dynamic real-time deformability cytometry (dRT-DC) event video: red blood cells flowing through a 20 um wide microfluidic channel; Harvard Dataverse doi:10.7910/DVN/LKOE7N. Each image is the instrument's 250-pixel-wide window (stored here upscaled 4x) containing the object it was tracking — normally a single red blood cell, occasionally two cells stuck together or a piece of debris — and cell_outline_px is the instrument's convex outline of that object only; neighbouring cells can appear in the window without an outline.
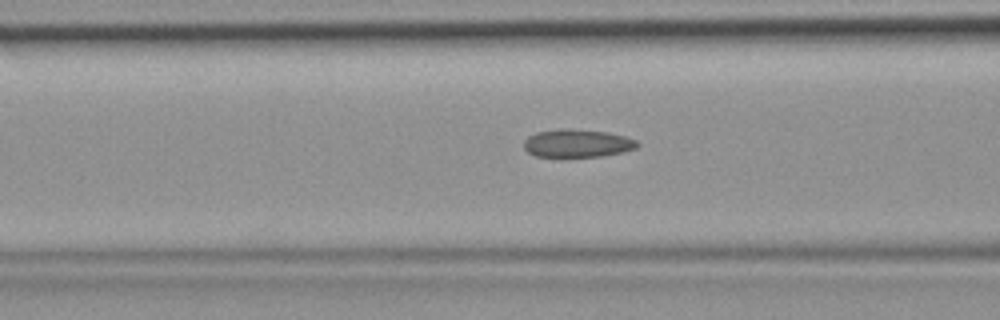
{"species": "common noctule bat (a hibernating species)", "species_latin": "Nyctalus noctula", "temperature_condition": "room temperature", "stored_images_in_passage": 41, "camera_frame_rate_fps": 3000, "um_per_image_px": 0.085, "animal": {"sex": "female", "body_mass_g": 19.9}, "frame": {"image": 1, "passage_image": 14, "time_ms": 4.333, "image_size_px": [1000, 320], "cell_outline_px": [[640, 144], [636, 148], [620, 152], [600, 156], [560, 160], [536, 156], [528, 152], [524, 148], [524, 140], [528, 136], [536, 132], [560, 128], [608, 132], [624, 136], [636, 140]], "centroid_in_image_um": [49.0, 12.22], "position_along_channel_um": 117.6, "area_um2": 19.19}}
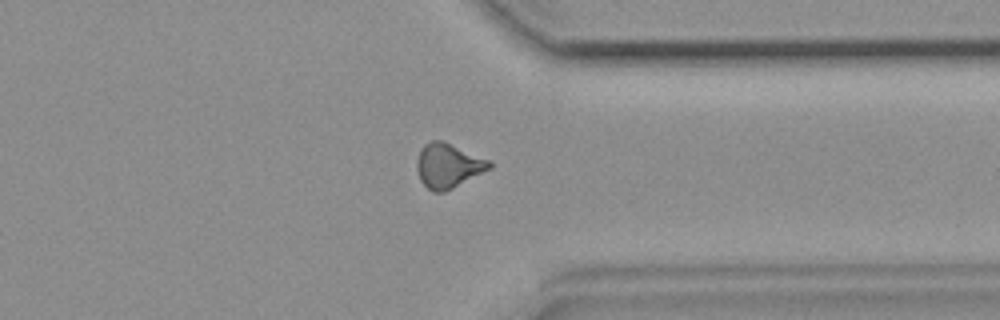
{"frame": {"image": 2, "passage_image": 31, "time_ms": 10.0, "image_size_px": [1000, 320], "cell_outline_px": [[492, 168], [444, 192], [432, 192], [420, 180], [416, 168], [416, 160], [420, 148], [424, 144], [432, 140], [444, 140], [488, 160], [492, 164]], "centroid_in_image_um": [38.06, 14.07], "position_along_channel_um": 373.3, "area_um2": 18.84}}
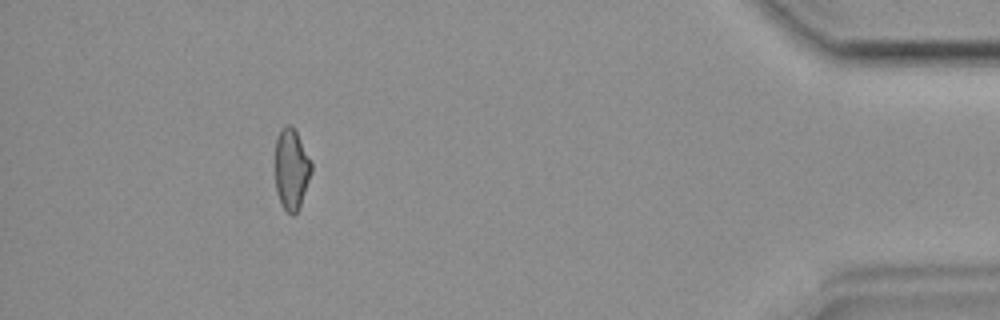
{"frame": {"image": 3, "passage_image": 37, "time_ms": 12.0, "image_size_px": [1000, 320], "cell_outline_px": [[312, 172], [300, 208], [292, 216], [280, 204], [276, 188], [276, 140], [280, 128], [288, 124], [292, 124], [312, 164]], "centroid_in_image_um": [24.78, 14.4], "position_along_channel_um": 410.4, "area_um2": 17.05}}